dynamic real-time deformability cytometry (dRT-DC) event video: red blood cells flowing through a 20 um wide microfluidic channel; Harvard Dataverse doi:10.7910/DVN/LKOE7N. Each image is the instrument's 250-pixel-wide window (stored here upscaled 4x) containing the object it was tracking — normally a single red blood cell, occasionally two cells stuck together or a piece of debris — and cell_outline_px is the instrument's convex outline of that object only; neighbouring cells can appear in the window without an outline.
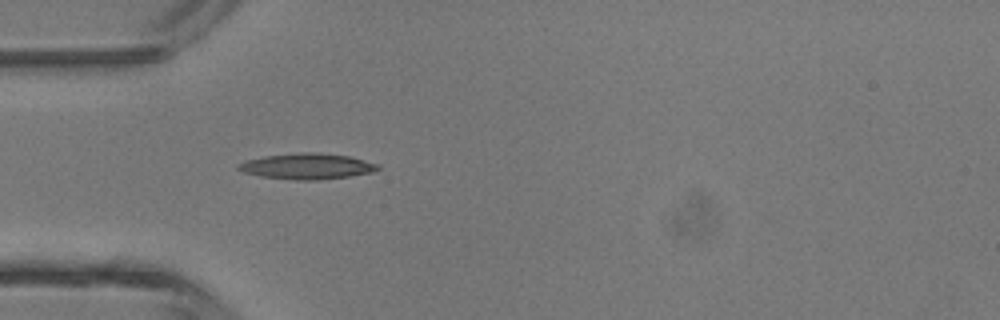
{"species": "common noctule bat (a hibernating species)", "species_latin": "Nyctalus noctula", "temperature_condition": "room temperature", "stored_images_in_passage": 4, "camera_frame_rate_fps": 3000, "um_per_image_px": 0.085, "animal": {"sex": "male", "body_mass_g": 13.3}, "frame": {"image": 1, "passage_image": 4, "time_ms": 4.333, "image_size_px": [1000, 320], "cell_outline_px": [[380, 168], [372, 172], [348, 176], [316, 180], [296, 180], [260, 176], [244, 172], [236, 168], [236, 164], [248, 160], [264, 156], [304, 152], [316, 152], [348, 156], [380, 164]], "centroid_in_image_um": [26.09, 14.13], "position_along_channel_um": 58.9, "area_um2": 20.81}}